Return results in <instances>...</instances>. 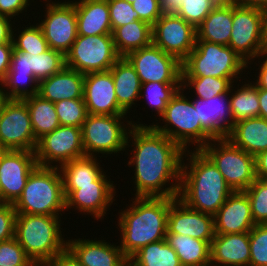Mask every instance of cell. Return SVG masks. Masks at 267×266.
<instances>
[{"mask_svg": "<svg viewBox=\"0 0 267 266\" xmlns=\"http://www.w3.org/2000/svg\"><path fill=\"white\" fill-rule=\"evenodd\" d=\"M127 138H133V155L128 164L135 168V197L178 198L182 158L186 152L151 125H132ZM170 180L175 182L171 186L166 184Z\"/></svg>", "mask_w": 267, "mask_h": 266, "instance_id": "cell-1", "label": "cell"}, {"mask_svg": "<svg viewBox=\"0 0 267 266\" xmlns=\"http://www.w3.org/2000/svg\"><path fill=\"white\" fill-rule=\"evenodd\" d=\"M185 152L190 164L185 165L182 158L178 199L190 209L214 216L234 191L201 150Z\"/></svg>", "mask_w": 267, "mask_h": 266, "instance_id": "cell-2", "label": "cell"}, {"mask_svg": "<svg viewBox=\"0 0 267 266\" xmlns=\"http://www.w3.org/2000/svg\"><path fill=\"white\" fill-rule=\"evenodd\" d=\"M175 199L135 197L129 209L120 212V248L127 258L143 246L166 239L169 208Z\"/></svg>", "mask_w": 267, "mask_h": 266, "instance_id": "cell-3", "label": "cell"}, {"mask_svg": "<svg viewBox=\"0 0 267 266\" xmlns=\"http://www.w3.org/2000/svg\"><path fill=\"white\" fill-rule=\"evenodd\" d=\"M60 216L17 214L15 238L26 255L34 262L45 265L67 248L62 238Z\"/></svg>", "mask_w": 267, "mask_h": 266, "instance_id": "cell-4", "label": "cell"}, {"mask_svg": "<svg viewBox=\"0 0 267 266\" xmlns=\"http://www.w3.org/2000/svg\"><path fill=\"white\" fill-rule=\"evenodd\" d=\"M58 167L37 165L21 196L13 204L17 214L59 216L66 210L63 179Z\"/></svg>", "mask_w": 267, "mask_h": 266, "instance_id": "cell-5", "label": "cell"}, {"mask_svg": "<svg viewBox=\"0 0 267 266\" xmlns=\"http://www.w3.org/2000/svg\"><path fill=\"white\" fill-rule=\"evenodd\" d=\"M248 63L231 47L196 40L194 49L182 62V77L239 78Z\"/></svg>", "mask_w": 267, "mask_h": 266, "instance_id": "cell-6", "label": "cell"}, {"mask_svg": "<svg viewBox=\"0 0 267 266\" xmlns=\"http://www.w3.org/2000/svg\"><path fill=\"white\" fill-rule=\"evenodd\" d=\"M183 92L180 89L176 93L160 116L166 124L163 127L157 123L151 126L176 142L184 151L190 143L197 146L194 149L200 150L214 138L202 127L192 101Z\"/></svg>", "mask_w": 267, "mask_h": 266, "instance_id": "cell-7", "label": "cell"}, {"mask_svg": "<svg viewBox=\"0 0 267 266\" xmlns=\"http://www.w3.org/2000/svg\"><path fill=\"white\" fill-rule=\"evenodd\" d=\"M125 116L88 114L81 127L85 155L94 157V153L97 152L111 155L126 150L125 148L130 146L128 143H131L127 138L130 127L143 124L127 121V127L123 121L121 122Z\"/></svg>", "mask_w": 267, "mask_h": 266, "instance_id": "cell-8", "label": "cell"}, {"mask_svg": "<svg viewBox=\"0 0 267 266\" xmlns=\"http://www.w3.org/2000/svg\"><path fill=\"white\" fill-rule=\"evenodd\" d=\"M212 142L200 150L214 163L233 191H245L257 179L255 157L228 138Z\"/></svg>", "mask_w": 267, "mask_h": 266, "instance_id": "cell-9", "label": "cell"}, {"mask_svg": "<svg viewBox=\"0 0 267 266\" xmlns=\"http://www.w3.org/2000/svg\"><path fill=\"white\" fill-rule=\"evenodd\" d=\"M119 58L112 34L78 35L65 55V66L83 74L105 72Z\"/></svg>", "mask_w": 267, "mask_h": 266, "instance_id": "cell-10", "label": "cell"}, {"mask_svg": "<svg viewBox=\"0 0 267 266\" xmlns=\"http://www.w3.org/2000/svg\"><path fill=\"white\" fill-rule=\"evenodd\" d=\"M228 46L248 64H251L249 60L264 57L267 41L261 9L233 5L232 31Z\"/></svg>", "mask_w": 267, "mask_h": 266, "instance_id": "cell-11", "label": "cell"}, {"mask_svg": "<svg viewBox=\"0 0 267 266\" xmlns=\"http://www.w3.org/2000/svg\"><path fill=\"white\" fill-rule=\"evenodd\" d=\"M81 127L59 126L37 142L35 157L39 166L61 167L74 159L84 157ZM59 165H52L53 163Z\"/></svg>", "mask_w": 267, "mask_h": 266, "instance_id": "cell-12", "label": "cell"}, {"mask_svg": "<svg viewBox=\"0 0 267 266\" xmlns=\"http://www.w3.org/2000/svg\"><path fill=\"white\" fill-rule=\"evenodd\" d=\"M126 58L133 65L141 84L181 83L182 62L153 43L129 53Z\"/></svg>", "mask_w": 267, "mask_h": 266, "instance_id": "cell-13", "label": "cell"}, {"mask_svg": "<svg viewBox=\"0 0 267 266\" xmlns=\"http://www.w3.org/2000/svg\"><path fill=\"white\" fill-rule=\"evenodd\" d=\"M196 28L175 13L162 14L152 25V43L183 62L196 44Z\"/></svg>", "mask_w": 267, "mask_h": 266, "instance_id": "cell-14", "label": "cell"}, {"mask_svg": "<svg viewBox=\"0 0 267 266\" xmlns=\"http://www.w3.org/2000/svg\"><path fill=\"white\" fill-rule=\"evenodd\" d=\"M0 142L6 150L35 151L38 141L24 100L5 102L0 114Z\"/></svg>", "mask_w": 267, "mask_h": 266, "instance_id": "cell-15", "label": "cell"}, {"mask_svg": "<svg viewBox=\"0 0 267 266\" xmlns=\"http://www.w3.org/2000/svg\"><path fill=\"white\" fill-rule=\"evenodd\" d=\"M46 6L45 19L38 25L49 48L65 56L78 36L75 3L58 1L47 3Z\"/></svg>", "mask_w": 267, "mask_h": 266, "instance_id": "cell-16", "label": "cell"}, {"mask_svg": "<svg viewBox=\"0 0 267 266\" xmlns=\"http://www.w3.org/2000/svg\"><path fill=\"white\" fill-rule=\"evenodd\" d=\"M37 165L35 151L6 150L0 157V203L17 201Z\"/></svg>", "mask_w": 267, "mask_h": 266, "instance_id": "cell-17", "label": "cell"}, {"mask_svg": "<svg viewBox=\"0 0 267 266\" xmlns=\"http://www.w3.org/2000/svg\"><path fill=\"white\" fill-rule=\"evenodd\" d=\"M105 171L94 181V185L80 186L76 190H64L66 210L76 208L81 213H91L94 219H102L113 200L115 186L108 180Z\"/></svg>", "mask_w": 267, "mask_h": 266, "instance_id": "cell-18", "label": "cell"}, {"mask_svg": "<svg viewBox=\"0 0 267 266\" xmlns=\"http://www.w3.org/2000/svg\"><path fill=\"white\" fill-rule=\"evenodd\" d=\"M166 234L186 235L211 245L215 236L214 216L190 209L176 198L170 204Z\"/></svg>", "mask_w": 267, "mask_h": 266, "instance_id": "cell-19", "label": "cell"}, {"mask_svg": "<svg viewBox=\"0 0 267 266\" xmlns=\"http://www.w3.org/2000/svg\"><path fill=\"white\" fill-rule=\"evenodd\" d=\"M83 99L88 114L126 115L118 104L110 71L85 74Z\"/></svg>", "mask_w": 267, "mask_h": 266, "instance_id": "cell-20", "label": "cell"}, {"mask_svg": "<svg viewBox=\"0 0 267 266\" xmlns=\"http://www.w3.org/2000/svg\"><path fill=\"white\" fill-rule=\"evenodd\" d=\"M255 225L249 199L243 191H234L214 215L215 234L250 232Z\"/></svg>", "mask_w": 267, "mask_h": 266, "instance_id": "cell-21", "label": "cell"}, {"mask_svg": "<svg viewBox=\"0 0 267 266\" xmlns=\"http://www.w3.org/2000/svg\"><path fill=\"white\" fill-rule=\"evenodd\" d=\"M67 249L82 266H128V258L120 246L105 240L71 239Z\"/></svg>", "mask_w": 267, "mask_h": 266, "instance_id": "cell-22", "label": "cell"}, {"mask_svg": "<svg viewBox=\"0 0 267 266\" xmlns=\"http://www.w3.org/2000/svg\"><path fill=\"white\" fill-rule=\"evenodd\" d=\"M229 92L212 98L192 101L202 127L214 138H226L234 126Z\"/></svg>", "mask_w": 267, "mask_h": 266, "instance_id": "cell-23", "label": "cell"}, {"mask_svg": "<svg viewBox=\"0 0 267 266\" xmlns=\"http://www.w3.org/2000/svg\"><path fill=\"white\" fill-rule=\"evenodd\" d=\"M249 262V232L215 234L210 248V266H249Z\"/></svg>", "mask_w": 267, "mask_h": 266, "instance_id": "cell-24", "label": "cell"}, {"mask_svg": "<svg viewBox=\"0 0 267 266\" xmlns=\"http://www.w3.org/2000/svg\"><path fill=\"white\" fill-rule=\"evenodd\" d=\"M30 58V54L13 49L10 69L5 78L0 81V85L3 87L5 86L4 89H9V92L4 90L8 99L23 100L38 94L39 81L32 72ZM23 85L25 86L24 88ZM27 85L31 88L28 89V87H26Z\"/></svg>", "mask_w": 267, "mask_h": 266, "instance_id": "cell-25", "label": "cell"}, {"mask_svg": "<svg viewBox=\"0 0 267 266\" xmlns=\"http://www.w3.org/2000/svg\"><path fill=\"white\" fill-rule=\"evenodd\" d=\"M84 76L65 66L60 72L39 82L38 94L53 103L65 99H83Z\"/></svg>", "mask_w": 267, "mask_h": 266, "instance_id": "cell-26", "label": "cell"}, {"mask_svg": "<svg viewBox=\"0 0 267 266\" xmlns=\"http://www.w3.org/2000/svg\"><path fill=\"white\" fill-rule=\"evenodd\" d=\"M78 35L112 34L107 0L75 1Z\"/></svg>", "mask_w": 267, "mask_h": 266, "instance_id": "cell-27", "label": "cell"}, {"mask_svg": "<svg viewBox=\"0 0 267 266\" xmlns=\"http://www.w3.org/2000/svg\"><path fill=\"white\" fill-rule=\"evenodd\" d=\"M233 4L220 0L210 14L196 28V40L228 46L232 31Z\"/></svg>", "mask_w": 267, "mask_h": 266, "instance_id": "cell-28", "label": "cell"}, {"mask_svg": "<svg viewBox=\"0 0 267 266\" xmlns=\"http://www.w3.org/2000/svg\"><path fill=\"white\" fill-rule=\"evenodd\" d=\"M235 146L256 157L267 150V119H242L234 123L227 137Z\"/></svg>", "mask_w": 267, "mask_h": 266, "instance_id": "cell-29", "label": "cell"}, {"mask_svg": "<svg viewBox=\"0 0 267 266\" xmlns=\"http://www.w3.org/2000/svg\"><path fill=\"white\" fill-rule=\"evenodd\" d=\"M109 71L114 81L118 104L127 114L134 102L140 99V78L126 57H120Z\"/></svg>", "mask_w": 267, "mask_h": 266, "instance_id": "cell-30", "label": "cell"}, {"mask_svg": "<svg viewBox=\"0 0 267 266\" xmlns=\"http://www.w3.org/2000/svg\"><path fill=\"white\" fill-rule=\"evenodd\" d=\"M116 51L120 57L146 47L152 43V26L142 20L116 27L112 31Z\"/></svg>", "mask_w": 267, "mask_h": 266, "instance_id": "cell-31", "label": "cell"}, {"mask_svg": "<svg viewBox=\"0 0 267 266\" xmlns=\"http://www.w3.org/2000/svg\"><path fill=\"white\" fill-rule=\"evenodd\" d=\"M96 161V156H84L59 167L64 190H76L80 189V186L94 185V181L103 173V168Z\"/></svg>", "mask_w": 267, "mask_h": 266, "instance_id": "cell-32", "label": "cell"}, {"mask_svg": "<svg viewBox=\"0 0 267 266\" xmlns=\"http://www.w3.org/2000/svg\"><path fill=\"white\" fill-rule=\"evenodd\" d=\"M166 241L182 266H210L211 245L207 241L180 234H166Z\"/></svg>", "mask_w": 267, "mask_h": 266, "instance_id": "cell-33", "label": "cell"}, {"mask_svg": "<svg viewBox=\"0 0 267 266\" xmlns=\"http://www.w3.org/2000/svg\"><path fill=\"white\" fill-rule=\"evenodd\" d=\"M28 107L35 139L51 133L60 126L54 103L39 94L23 99Z\"/></svg>", "mask_w": 267, "mask_h": 266, "instance_id": "cell-34", "label": "cell"}, {"mask_svg": "<svg viewBox=\"0 0 267 266\" xmlns=\"http://www.w3.org/2000/svg\"><path fill=\"white\" fill-rule=\"evenodd\" d=\"M128 266H182L166 239L141 247L128 258Z\"/></svg>", "mask_w": 267, "mask_h": 266, "instance_id": "cell-35", "label": "cell"}, {"mask_svg": "<svg viewBox=\"0 0 267 266\" xmlns=\"http://www.w3.org/2000/svg\"><path fill=\"white\" fill-rule=\"evenodd\" d=\"M232 90V94L230 95ZM234 89L229 90L230 109L233 122H237L242 119L259 117V98L258 87L251 83L244 84L237 91Z\"/></svg>", "mask_w": 267, "mask_h": 266, "instance_id": "cell-36", "label": "cell"}, {"mask_svg": "<svg viewBox=\"0 0 267 266\" xmlns=\"http://www.w3.org/2000/svg\"><path fill=\"white\" fill-rule=\"evenodd\" d=\"M232 81L230 78H218V77H182L181 89L195 90L194 93L197 95V99L205 100L212 98L216 95L228 93L230 88H233ZM232 84V85H231Z\"/></svg>", "mask_w": 267, "mask_h": 266, "instance_id": "cell-37", "label": "cell"}, {"mask_svg": "<svg viewBox=\"0 0 267 266\" xmlns=\"http://www.w3.org/2000/svg\"><path fill=\"white\" fill-rule=\"evenodd\" d=\"M182 88L181 83H160V82H148L141 84V96L144 95L146 100L152 108L157 111L156 114L159 117L163 114L167 107V104L176 95V93ZM144 90V92H143ZM144 95H142L143 93Z\"/></svg>", "mask_w": 267, "mask_h": 266, "instance_id": "cell-38", "label": "cell"}, {"mask_svg": "<svg viewBox=\"0 0 267 266\" xmlns=\"http://www.w3.org/2000/svg\"><path fill=\"white\" fill-rule=\"evenodd\" d=\"M30 56L32 72L39 82L60 72L65 67V56L51 48L41 54H30Z\"/></svg>", "mask_w": 267, "mask_h": 266, "instance_id": "cell-39", "label": "cell"}, {"mask_svg": "<svg viewBox=\"0 0 267 266\" xmlns=\"http://www.w3.org/2000/svg\"><path fill=\"white\" fill-rule=\"evenodd\" d=\"M12 31L13 46L16 51H20L26 54H41L49 49V45L43 35V32L36 23V25H30L25 27L19 35Z\"/></svg>", "mask_w": 267, "mask_h": 266, "instance_id": "cell-40", "label": "cell"}, {"mask_svg": "<svg viewBox=\"0 0 267 266\" xmlns=\"http://www.w3.org/2000/svg\"><path fill=\"white\" fill-rule=\"evenodd\" d=\"M60 126L82 127L88 116L84 99H65L54 103Z\"/></svg>", "mask_w": 267, "mask_h": 266, "instance_id": "cell-41", "label": "cell"}, {"mask_svg": "<svg viewBox=\"0 0 267 266\" xmlns=\"http://www.w3.org/2000/svg\"><path fill=\"white\" fill-rule=\"evenodd\" d=\"M255 224H267V181L256 179L245 191Z\"/></svg>", "mask_w": 267, "mask_h": 266, "instance_id": "cell-42", "label": "cell"}, {"mask_svg": "<svg viewBox=\"0 0 267 266\" xmlns=\"http://www.w3.org/2000/svg\"><path fill=\"white\" fill-rule=\"evenodd\" d=\"M220 0H182L175 13L197 28Z\"/></svg>", "mask_w": 267, "mask_h": 266, "instance_id": "cell-43", "label": "cell"}, {"mask_svg": "<svg viewBox=\"0 0 267 266\" xmlns=\"http://www.w3.org/2000/svg\"><path fill=\"white\" fill-rule=\"evenodd\" d=\"M249 266H267V224H256L249 232Z\"/></svg>", "mask_w": 267, "mask_h": 266, "instance_id": "cell-44", "label": "cell"}, {"mask_svg": "<svg viewBox=\"0 0 267 266\" xmlns=\"http://www.w3.org/2000/svg\"><path fill=\"white\" fill-rule=\"evenodd\" d=\"M31 262L15 237L0 242V266H28Z\"/></svg>", "mask_w": 267, "mask_h": 266, "instance_id": "cell-45", "label": "cell"}, {"mask_svg": "<svg viewBox=\"0 0 267 266\" xmlns=\"http://www.w3.org/2000/svg\"><path fill=\"white\" fill-rule=\"evenodd\" d=\"M107 1H108L112 31L116 27H120L130 22L139 20V15L133 9L131 3L124 0H107Z\"/></svg>", "mask_w": 267, "mask_h": 266, "instance_id": "cell-46", "label": "cell"}, {"mask_svg": "<svg viewBox=\"0 0 267 266\" xmlns=\"http://www.w3.org/2000/svg\"><path fill=\"white\" fill-rule=\"evenodd\" d=\"M16 211L13 204L0 203V242L15 237Z\"/></svg>", "mask_w": 267, "mask_h": 266, "instance_id": "cell-47", "label": "cell"}, {"mask_svg": "<svg viewBox=\"0 0 267 266\" xmlns=\"http://www.w3.org/2000/svg\"><path fill=\"white\" fill-rule=\"evenodd\" d=\"M138 13L139 20L149 23L151 26L162 16L159 0H135L131 3Z\"/></svg>", "mask_w": 267, "mask_h": 266, "instance_id": "cell-48", "label": "cell"}, {"mask_svg": "<svg viewBox=\"0 0 267 266\" xmlns=\"http://www.w3.org/2000/svg\"><path fill=\"white\" fill-rule=\"evenodd\" d=\"M29 4V0H0V15L13 19L14 16H18L27 9Z\"/></svg>", "mask_w": 267, "mask_h": 266, "instance_id": "cell-49", "label": "cell"}, {"mask_svg": "<svg viewBox=\"0 0 267 266\" xmlns=\"http://www.w3.org/2000/svg\"><path fill=\"white\" fill-rule=\"evenodd\" d=\"M13 49V42H7L0 45V81L5 78L10 69Z\"/></svg>", "mask_w": 267, "mask_h": 266, "instance_id": "cell-50", "label": "cell"}, {"mask_svg": "<svg viewBox=\"0 0 267 266\" xmlns=\"http://www.w3.org/2000/svg\"><path fill=\"white\" fill-rule=\"evenodd\" d=\"M44 266H82L75 256L66 248L48 261Z\"/></svg>", "mask_w": 267, "mask_h": 266, "instance_id": "cell-51", "label": "cell"}, {"mask_svg": "<svg viewBox=\"0 0 267 266\" xmlns=\"http://www.w3.org/2000/svg\"><path fill=\"white\" fill-rule=\"evenodd\" d=\"M11 18L0 15V45L12 41V22ZM10 20V21H9Z\"/></svg>", "mask_w": 267, "mask_h": 266, "instance_id": "cell-52", "label": "cell"}, {"mask_svg": "<svg viewBox=\"0 0 267 266\" xmlns=\"http://www.w3.org/2000/svg\"><path fill=\"white\" fill-rule=\"evenodd\" d=\"M256 177L267 181V150L255 157Z\"/></svg>", "mask_w": 267, "mask_h": 266, "instance_id": "cell-53", "label": "cell"}, {"mask_svg": "<svg viewBox=\"0 0 267 266\" xmlns=\"http://www.w3.org/2000/svg\"><path fill=\"white\" fill-rule=\"evenodd\" d=\"M238 7H251L263 10L267 7V0H227Z\"/></svg>", "mask_w": 267, "mask_h": 266, "instance_id": "cell-54", "label": "cell"}, {"mask_svg": "<svg viewBox=\"0 0 267 266\" xmlns=\"http://www.w3.org/2000/svg\"><path fill=\"white\" fill-rule=\"evenodd\" d=\"M182 0H159L160 11L163 14L176 13Z\"/></svg>", "mask_w": 267, "mask_h": 266, "instance_id": "cell-55", "label": "cell"}, {"mask_svg": "<svg viewBox=\"0 0 267 266\" xmlns=\"http://www.w3.org/2000/svg\"><path fill=\"white\" fill-rule=\"evenodd\" d=\"M266 59L263 61V64H261L258 68L260 69L259 71V76H257V80L254 83L258 88L261 89H266L267 90V52L264 53Z\"/></svg>", "mask_w": 267, "mask_h": 266, "instance_id": "cell-56", "label": "cell"}, {"mask_svg": "<svg viewBox=\"0 0 267 266\" xmlns=\"http://www.w3.org/2000/svg\"><path fill=\"white\" fill-rule=\"evenodd\" d=\"M259 117L267 119V90L258 88Z\"/></svg>", "mask_w": 267, "mask_h": 266, "instance_id": "cell-57", "label": "cell"}, {"mask_svg": "<svg viewBox=\"0 0 267 266\" xmlns=\"http://www.w3.org/2000/svg\"><path fill=\"white\" fill-rule=\"evenodd\" d=\"M8 100L7 98V95L4 93V88L0 87V114H1V111L3 109V106L5 104V102Z\"/></svg>", "mask_w": 267, "mask_h": 266, "instance_id": "cell-58", "label": "cell"}, {"mask_svg": "<svg viewBox=\"0 0 267 266\" xmlns=\"http://www.w3.org/2000/svg\"><path fill=\"white\" fill-rule=\"evenodd\" d=\"M264 35L267 41V7L263 10Z\"/></svg>", "mask_w": 267, "mask_h": 266, "instance_id": "cell-59", "label": "cell"}, {"mask_svg": "<svg viewBox=\"0 0 267 266\" xmlns=\"http://www.w3.org/2000/svg\"><path fill=\"white\" fill-rule=\"evenodd\" d=\"M6 152V149L3 147L2 143L0 142V157Z\"/></svg>", "mask_w": 267, "mask_h": 266, "instance_id": "cell-60", "label": "cell"}, {"mask_svg": "<svg viewBox=\"0 0 267 266\" xmlns=\"http://www.w3.org/2000/svg\"><path fill=\"white\" fill-rule=\"evenodd\" d=\"M28 266H44V265L41 263H37V262L32 261Z\"/></svg>", "mask_w": 267, "mask_h": 266, "instance_id": "cell-61", "label": "cell"}, {"mask_svg": "<svg viewBox=\"0 0 267 266\" xmlns=\"http://www.w3.org/2000/svg\"><path fill=\"white\" fill-rule=\"evenodd\" d=\"M124 1H127V2H129V3H132V2H134L135 0H124Z\"/></svg>", "mask_w": 267, "mask_h": 266, "instance_id": "cell-62", "label": "cell"}]
</instances>
